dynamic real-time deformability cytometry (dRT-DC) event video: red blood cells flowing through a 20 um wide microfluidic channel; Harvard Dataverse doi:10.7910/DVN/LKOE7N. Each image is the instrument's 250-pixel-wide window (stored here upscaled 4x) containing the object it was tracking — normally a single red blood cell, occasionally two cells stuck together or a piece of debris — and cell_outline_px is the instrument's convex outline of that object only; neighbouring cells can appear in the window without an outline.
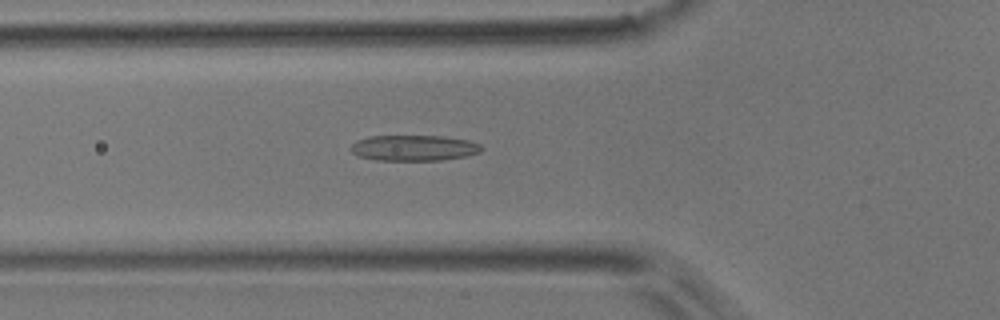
{"species": "common noctule bat (a hibernating species)", "species_latin": "Nyctalus noctula", "temperature_condition": "room temperature", "stored_images_in_passage": 48, "camera_frame_rate_fps": 3000, "um_per_image_px": 0.085, "animal": {"sex": "male", "body_mass_g": 17.9}, "frame": {"image": 1, "passage_image": 15, "time_ms": 4.667, "image_size_px": [1000, 320], "cell_outline_px": [[484, 148], [480, 152], [468, 156], [440, 160], [376, 160], [356, 156], [348, 148], [356, 140], [368, 136], [444, 136], [468, 140], [480, 144]], "centroid_in_image_um": [35.16, 12.57], "position_along_channel_um": 90.6, "area_um2": 19.83}}
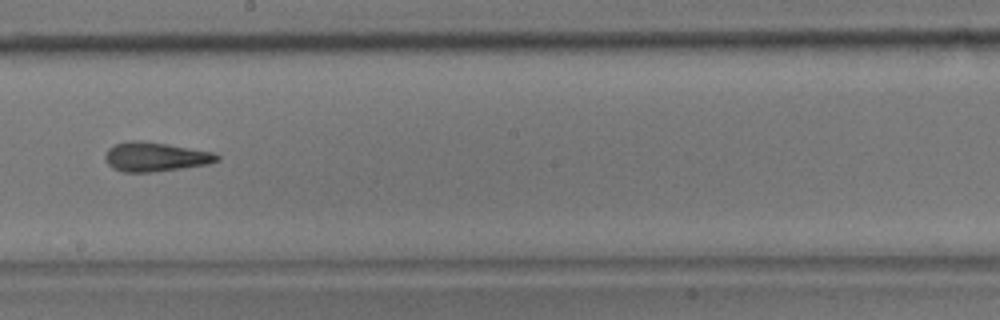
{"frame": {"image": 2, "passage_image": 26, "time_ms": 8.333, "image_size_px": [1000, 320], "cell_outline_px": [[220, 160], [208, 164], [180, 168], [148, 172], [124, 172], [112, 168], [108, 164], [104, 156], [108, 148], [116, 144], [128, 140], [132, 140], [168, 144], [216, 152], [220, 156]], "centroid_in_image_um": [13.22, 13.32], "position_along_channel_um": 235.0, "area_um2": 19.02}}
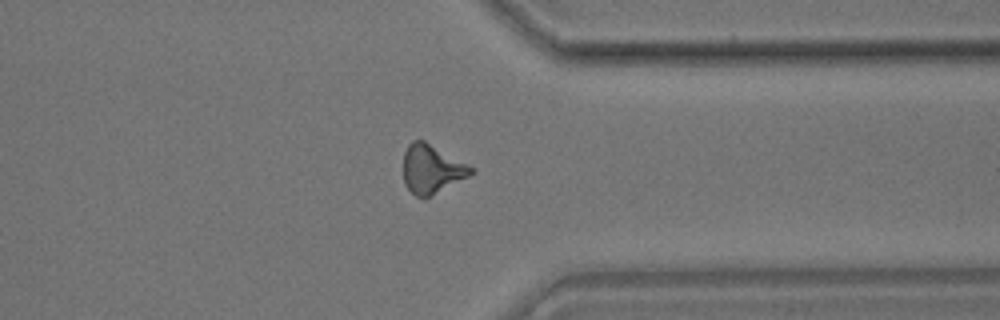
{"frame": {"image": 3, "passage_image": 37, "time_ms": 12.0, "image_size_px": [1000, 320], "cell_outline_px": [[476, 172], [432, 196], [416, 196], [404, 184], [404, 152], [408, 144], [412, 140], [424, 140], [476, 168]], "centroid_in_image_um": [36.72, 14.35], "position_along_channel_um": 374.7, "area_um2": 19.25}, "authors_computed_cell_mechanics": {"area_um2": 18.7561, "velocity_mm_per_s": 3.9117, "shape_relaxation_time_tau1_ms": 7.5471, "shape_relaxation_time_tau2_ms": 2.6106, "deformation_change_tau1": 0.2008, "deformation_change_tau2": 0.1252}}